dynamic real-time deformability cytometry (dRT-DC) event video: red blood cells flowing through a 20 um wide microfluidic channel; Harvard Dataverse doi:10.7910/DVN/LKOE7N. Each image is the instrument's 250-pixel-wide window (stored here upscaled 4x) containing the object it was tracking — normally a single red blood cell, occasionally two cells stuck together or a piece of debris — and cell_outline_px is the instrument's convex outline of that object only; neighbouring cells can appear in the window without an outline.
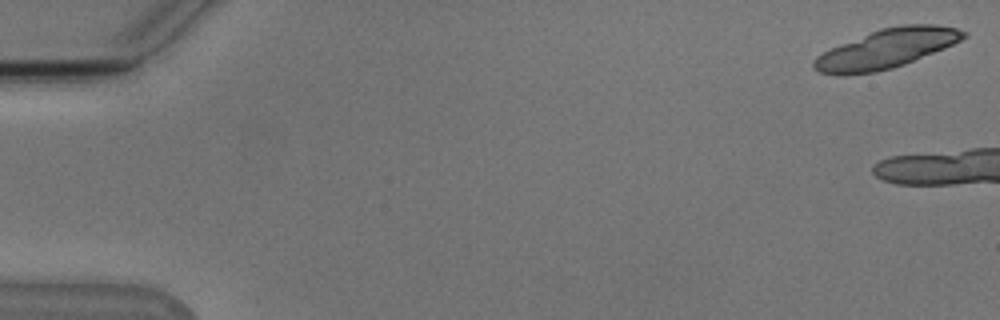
{"species": "Egyptian fruit bat (a non-hibernating species)", "species_latin": "Rousettus aegyptiacus", "temperature_condition": "cold", "stored_images_in_passage": 8, "camera_frame_rate_fps": 3000, "um_per_image_px": 0.085, "animal": {"sex": "male"}, "frame": {"image": 1, "passage_image": 1, "time_ms": 0.0, "image_size_px": [1000, 320], "cell_outline_px": [[968, 36], [944, 48], [904, 64], [892, 68], [876, 72], [844, 76], [836, 76], [820, 72], [812, 68], [812, 60], [816, 56], [832, 48], [880, 28], [900, 24], [936, 24], [956, 28], [968, 32]], "centroid_in_image_um": [75.33, 4.15], "position_along_channel_um": 9.7, "area_um2": 34.16}}